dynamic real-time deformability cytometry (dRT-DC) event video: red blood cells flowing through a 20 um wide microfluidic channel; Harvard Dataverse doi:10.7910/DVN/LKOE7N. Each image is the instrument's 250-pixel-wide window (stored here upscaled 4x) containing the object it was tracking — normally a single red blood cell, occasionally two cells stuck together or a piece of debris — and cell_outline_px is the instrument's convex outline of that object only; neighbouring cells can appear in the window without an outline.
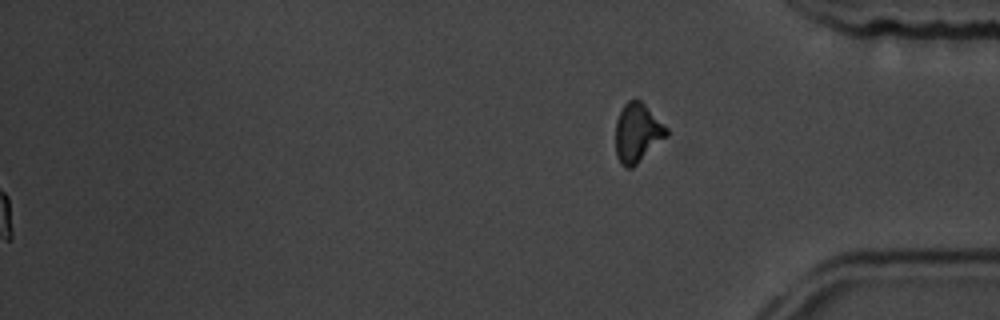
{"species": "common noctule bat (a hibernating species)", "species_latin": "Nyctalus noctula", "temperature_condition": "room temperature", "stored_images_in_passage": 17, "segment_of_instrument_passage": [2, 2], "camera_frame_rate_fps": 3000, "um_per_image_px": 0.085, "animal": {"sex": "male", "body_mass_g": 19.5, "forearm_length_mm": 54.6}, "frame": {"image": 1, "passage_image": 17, "time_ms": 19.0, "image_size_px": [1000, 320], "cell_outline_px": [[668, 136], [632, 168], [624, 168], [620, 164], [616, 156], [616, 120], [624, 104], [628, 100], [640, 100], [668, 128]], "centroid_in_image_um": [54.17, 11.32], "position_along_channel_um": 381.0, "area_um2": 17.51}}